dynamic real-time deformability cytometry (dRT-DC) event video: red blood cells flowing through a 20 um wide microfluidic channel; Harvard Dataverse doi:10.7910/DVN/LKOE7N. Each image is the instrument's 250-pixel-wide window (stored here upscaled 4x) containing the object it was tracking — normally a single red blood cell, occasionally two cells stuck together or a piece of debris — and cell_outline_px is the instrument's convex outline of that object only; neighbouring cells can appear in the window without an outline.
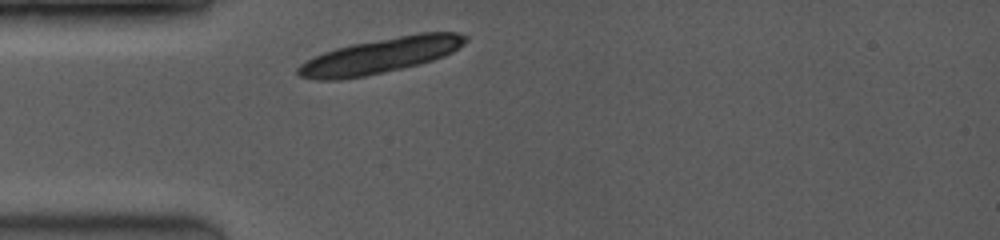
{"species": "common noctule bat (a hibernating species)", "species_latin": "Nyctalus noctula", "temperature_condition": "room temperature", "stored_images_in_passage": 1, "camera_frame_rate_fps": 3500, "um_per_image_px": 0.085, "animal": {"sex": "female", "body_mass_g": 19.0, "forearm_length_mm": 53.3}, "frame": {"image": 1, "passage_image": 1, "time_ms": 0.0, "image_size_px": [1000, 240], "cell_outline_px": [[468, 40], [464, 44], [452, 52], [444, 56], [420, 64], [364, 76], [340, 80], [316, 80], [300, 76], [296, 72], [296, 68], [304, 60], [324, 52], [336, 48], [352, 44], [420, 32], [456, 32], [468, 36]], "centroid_in_image_um": [32.32, 4.73], "position_along_channel_um": 52.7, "area_um2": 34.39}}